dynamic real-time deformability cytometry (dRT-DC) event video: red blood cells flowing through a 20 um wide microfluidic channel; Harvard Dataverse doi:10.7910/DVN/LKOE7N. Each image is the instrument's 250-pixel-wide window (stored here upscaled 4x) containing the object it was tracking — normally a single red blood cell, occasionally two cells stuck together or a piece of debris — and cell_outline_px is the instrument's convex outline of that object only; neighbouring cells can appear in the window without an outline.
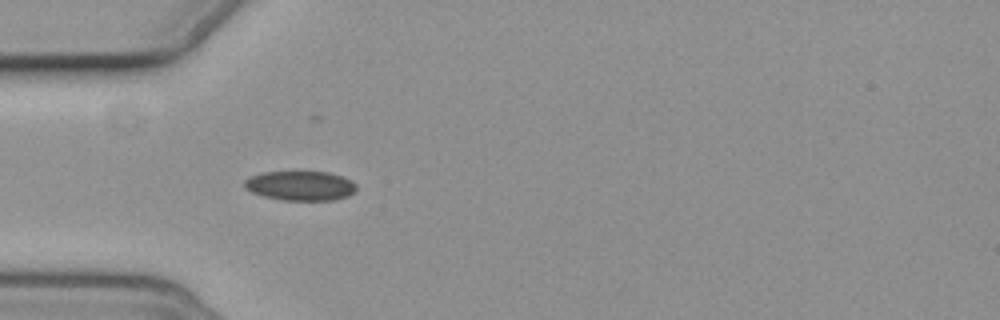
{"species": "common noctule bat (a hibernating species)", "species_latin": "Nyctalus noctula", "temperature_condition": "cold", "stored_images_in_passage": 1, "camera_frame_rate_fps": 3000, "um_per_image_px": 0.085, "animal": {"sex": "female", "body_mass_g": 19.3, "forearm_length_mm": 54.1}, "frame": {"image": 1, "passage_image": 1, "time_ms": 0.0, "image_size_px": [1000, 320], "cell_outline_px": [[356, 192], [348, 196], [332, 200], [280, 200], [264, 196], [252, 192], [244, 188], [244, 180], [252, 176], [264, 172], [328, 172], [344, 176], [352, 180], [356, 184]], "centroid_in_image_um": [25.57, 15.79], "position_along_channel_um": 59.4, "area_um2": 19.36}}